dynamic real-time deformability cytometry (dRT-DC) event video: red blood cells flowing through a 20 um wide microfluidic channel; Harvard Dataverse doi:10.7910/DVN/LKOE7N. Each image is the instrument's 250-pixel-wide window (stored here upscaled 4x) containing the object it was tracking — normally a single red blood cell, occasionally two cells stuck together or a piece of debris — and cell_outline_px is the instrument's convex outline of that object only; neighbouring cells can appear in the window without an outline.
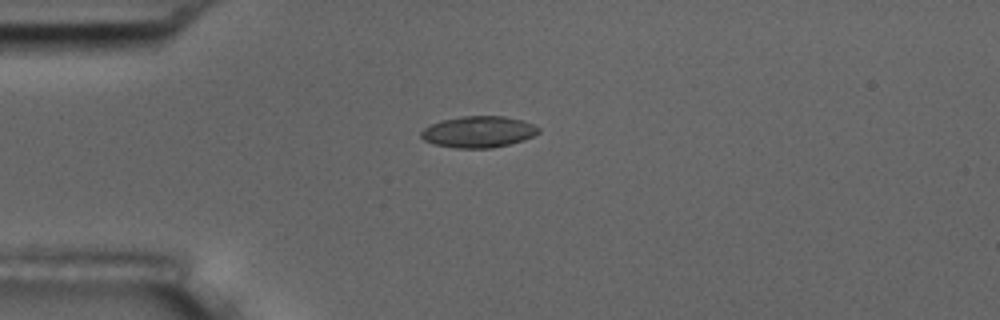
{"species": "common noctule bat (a hibernating species)", "species_latin": "Nyctalus noctula", "temperature_condition": "room temperature", "stored_images_in_passage": 14, "camera_frame_rate_fps": 3000, "um_per_image_px": 0.085, "animal": {"sex": "male", "body_mass_g": 17.5, "forearm_length_mm": 52.3}, "frame": {"image": 1, "passage_image": 3, "time_ms": 0.667, "image_size_px": [1000, 320], "cell_outline_px": [[540, 132], [524, 140], [492, 148], [456, 148], [432, 144], [424, 140], [420, 136], [420, 132], [424, 128], [440, 120], [464, 116], [504, 116], [520, 120], [532, 124], [540, 128]], "centroid_in_image_um": [40.64, 11.21], "position_along_channel_um": 44.4, "area_um2": 21.44}}
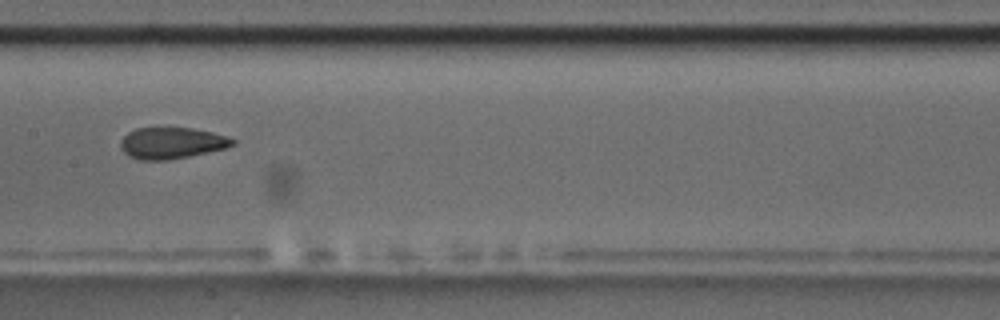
{"frame": {"image": 2, "passage_image": 7, "time_ms": 2.0, "image_size_px": [1000, 320], "cell_outline_px": [[236, 144], [224, 148], [188, 156], [168, 160], [140, 160], [128, 156], [120, 148], [120, 140], [128, 132], [136, 128], [192, 128], [212, 132], [236, 140]], "centroid_in_image_um": [14.55, 12.16], "position_along_channel_um": 192.9, "area_um2": 20.35}}